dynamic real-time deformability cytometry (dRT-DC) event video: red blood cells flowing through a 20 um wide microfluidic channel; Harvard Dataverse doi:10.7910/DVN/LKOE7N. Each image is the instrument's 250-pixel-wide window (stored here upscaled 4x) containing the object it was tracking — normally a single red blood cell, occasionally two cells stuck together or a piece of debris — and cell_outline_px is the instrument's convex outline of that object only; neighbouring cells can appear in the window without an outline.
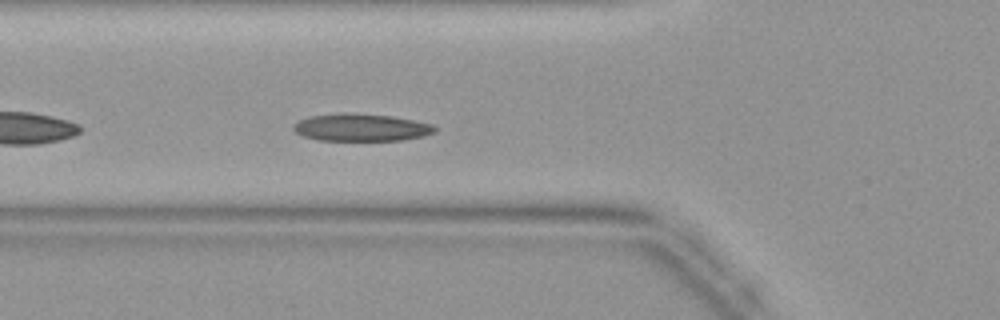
{"species": "common noctule bat (a hibernating species)", "species_latin": "Nyctalus noctula", "temperature_condition": "warm", "stored_images_in_passage": 24, "camera_frame_rate_fps": 3000, "um_per_image_px": 0.085, "animal": {"sex": "female", "body_mass_g": 19.9}, "frame": {"image": 1, "passage_image": 4, "time_ms": 1.0, "image_size_px": [1000, 320], "cell_outline_px": [[436, 132], [424, 136], [404, 140], [320, 140], [304, 136], [296, 132], [292, 128], [292, 124], [308, 116], [392, 116], [432, 124], [436, 128]], "centroid_in_image_um": [30.75, 10.89], "position_along_channel_um": 95.0, "area_um2": 21.39}}
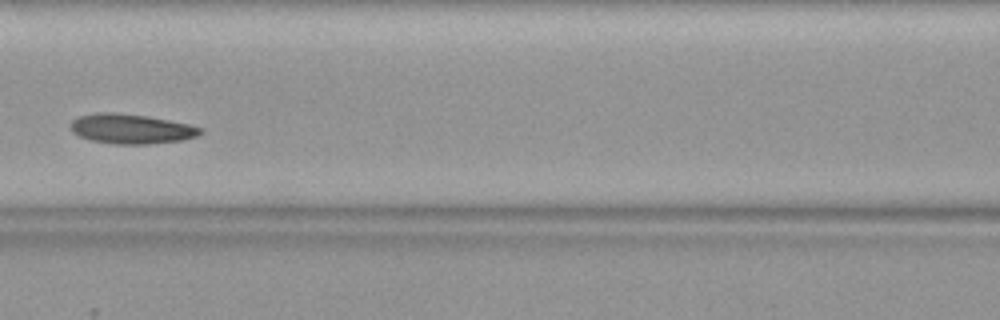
{"frame": {"image": 2, "passage_image": 8, "time_ms": 2.333, "image_size_px": [1000, 320], "cell_outline_px": [[204, 132], [196, 136], [184, 140], [148, 144], [112, 144], [92, 140], [80, 136], [72, 132], [68, 124], [76, 116], [96, 112], [112, 112], [148, 116], [188, 124], [204, 128]], "centroid_in_image_um": [11.13, 10.94], "position_along_channel_um": 155.5, "area_um2": 22.77}}